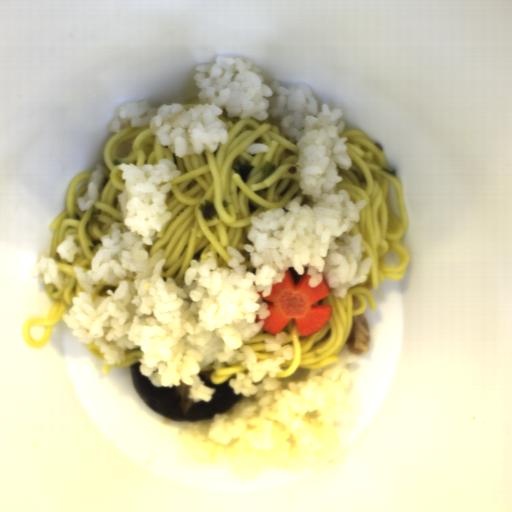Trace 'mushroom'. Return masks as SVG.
Listing matches in <instances>:
<instances>
[{
    "instance_id": "obj_1",
    "label": "mushroom",
    "mask_w": 512,
    "mask_h": 512,
    "mask_svg": "<svg viewBox=\"0 0 512 512\" xmlns=\"http://www.w3.org/2000/svg\"><path fill=\"white\" fill-rule=\"evenodd\" d=\"M140 362L131 364L130 371L137 394L147 407L159 416L170 421L210 420L232 409L241 399L229 385L230 379L215 384L211 381V371L197 374L203 385L214 390L209 402H194L189 399L190 387L187 385L158 387L139 370Z\"/></svg>"
}]
</instances>
